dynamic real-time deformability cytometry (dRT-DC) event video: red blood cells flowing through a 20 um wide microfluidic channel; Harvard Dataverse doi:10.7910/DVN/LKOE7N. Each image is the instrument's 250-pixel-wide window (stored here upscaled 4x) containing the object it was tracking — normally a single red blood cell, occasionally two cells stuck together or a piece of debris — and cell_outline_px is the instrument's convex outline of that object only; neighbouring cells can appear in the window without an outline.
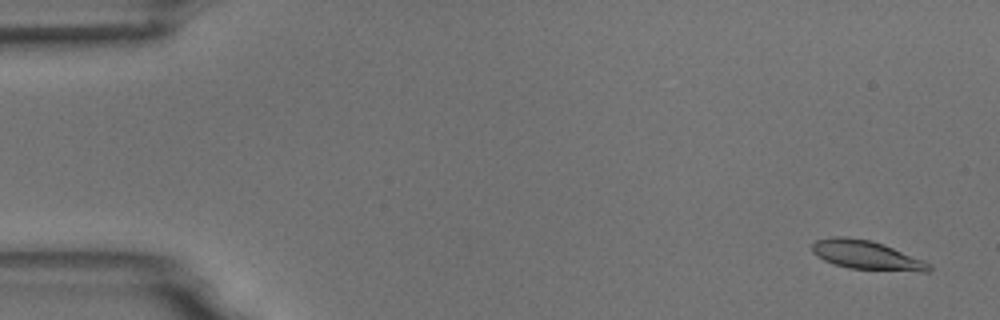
{"species": "common noctule bat (a hibernating species)", "species_latin": "Nyctalus noctula", "temperature_condition": "room temperature", "stored_images_in_passage": 56, "camera_frame_rate_fps": 3000, "um_per_image_px": 0.085, "animal": {"sex": "male", "body_mass_g": 18.8}, "frame": {"image": 1, "passage_image": 3, "time_ms": 0.667, "image_size_px": [1000, 320], "cell_outline_px": [[932, 268], [928, 272], [920, 272], [848, 268], [832, 264], [816, 256], [812, 252], [812, 244], [816, 240], [832, 236], [844, 236], [872, 240], [884, 244], [924, 260], [932, 264]], "centroid_in_image_um": [73.66, 21.68], "position_along_channel_um": 11.3, "area_um2": 20.06}}
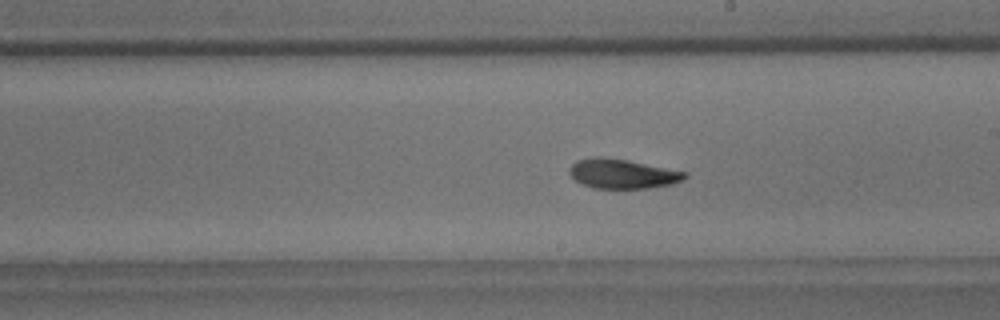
{"frame": {"image": 2, "passage_image": 32, "time_ms": 10.333, "image_size_px": [1000, 320], "cell_outline_px": [[688, 176], [684, 180], [672, 184], [648, 188], [592, 188], [576, 180], [568, 172], [568, 168], [576, 160], [596, 156], [628, 160], [688, 172]], "centroid_in_image_um": [52.92, 14.76], "position_along_channel_um": 236.1, "area_um2": 19.88}}
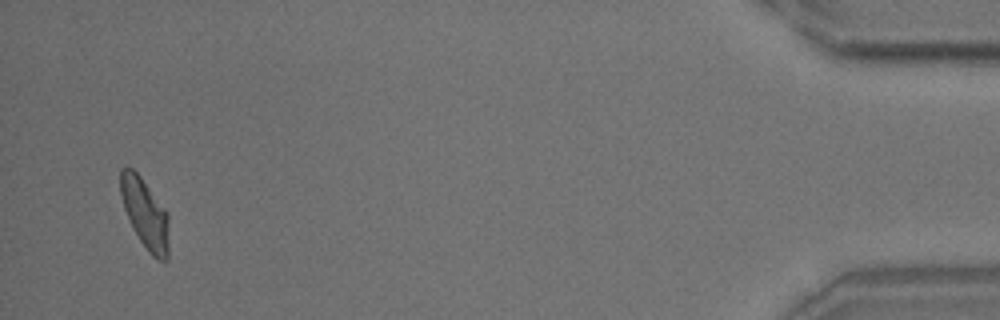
{"frame": {"image": 3, "passage_image": 54, "time_ms": 17.667, "image_size_px": [1000, 320], "cell_outline_px": [[168, 260], [156, 260], [148, 252], [132, 228], [124, 208], [120, 196], [120, 168], [132, 168], [140, 176], [168, 212]], "centroid_in_image_um": [12.33, 18.16], "position_along_channel_um": 422.9, "area_um2": 19.77}, "authors_computed_cell_mechanics": {"area_um2": 19.9699, "velocity_mm_per_s": 3.6614, "shape_relaxation_time_tau1_ms": 5.4839, "shape_relaxation_time_tau2_ms": 4.2244, "deformation_change_tau1": 0.1546, "deformation_change_tau2": 0.1016}}